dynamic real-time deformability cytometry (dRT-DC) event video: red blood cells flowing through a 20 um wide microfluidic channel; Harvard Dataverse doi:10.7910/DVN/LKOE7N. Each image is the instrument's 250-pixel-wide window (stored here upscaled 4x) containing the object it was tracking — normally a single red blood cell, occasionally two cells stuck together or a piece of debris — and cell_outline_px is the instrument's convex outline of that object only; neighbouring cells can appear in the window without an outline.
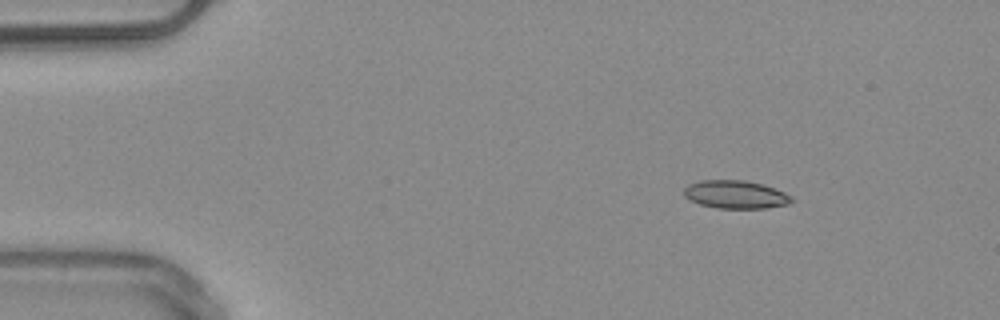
{"species": "common noctule bat (a hibernating species)", "species_latin": "Nyctalus noctula", "temperature_condition": "warm", "stored_images_in_passage": 51, "camera_frame_rate_fps": 3000, "um_per_image_px": 0.085, "animal": {"sex": "male", "body_mass_g": 20.4}, "frame": {"image": 1, "passage_image": 7, "time_ms": 2.0, "image_size_px": [1000, 320], "cell_outline_px": [[796, 200], [788, 204], [768, 208], [716, 208], [700, 204], [684, 196], [684, 188], [688, 184], [700, 180], [744, 180], [760, 184], [784, 192], [792, 196]], "centroid_in_image_um": [62.53, 16.54], "position_along_channel_um": 22.5, "area_um2": 17.57}}
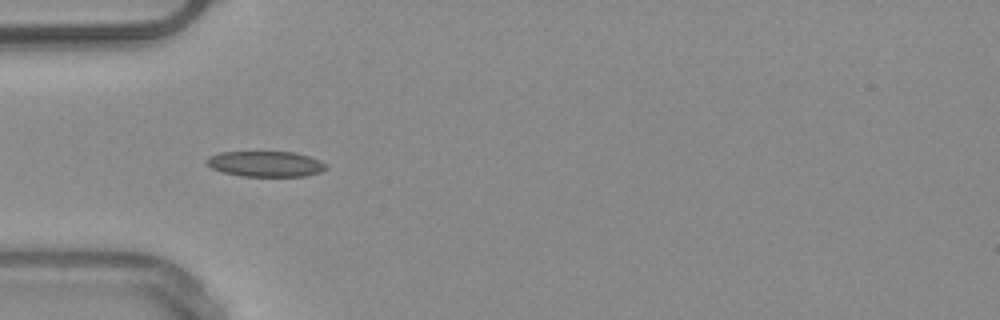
{"frame": {"image": 2, "passage_image": 16, "time_ms": 5.0, "image_size_px": [1000, 320], "cell_outline_px": [[328, 168], [320, 172], [304, 176], [240, 176], [224, 172], [212, 168], [204, 164], [204, 160], [208, 156], [220, 152], [292, 152], [308, 156], [320, 160], [328, 164]], "centroid_in_image_um": [22.55, 13.93], "position_along_channel_um": 62.4, "area_um2": 17.92}}
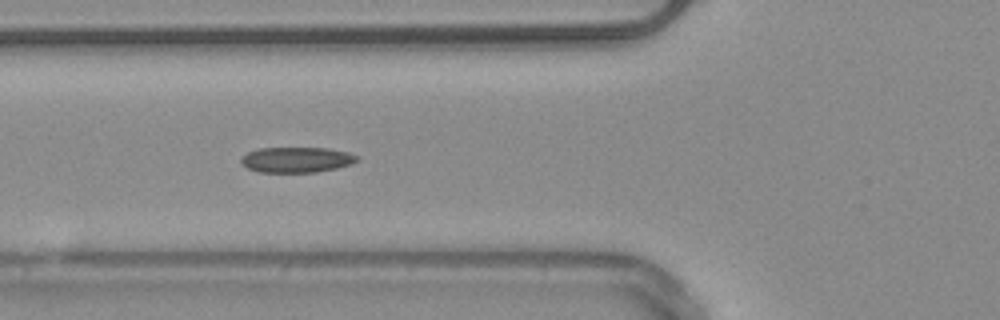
{"frame": {"image": 3, "passage_image": 19, "time_ms": 6.0, "image_size_px": [1000, 320], "cell_outline_px": [[360, 160], [352, 164], [336, 168], [316, 172], [260, 172], [248, 168], [240, 164], [240, 160], [248, 152], [260, 148], [328, 148], [348, 152], [360, 156]], "centroid_in_image_um": [25.25, 13.57], "position_along_channel_um": 100.5, "area_um2": 17.28}, "authors_computed_cell_mechanics": {"area_um2": 17.2822, "velocity_mm_per_s": 3.9836, "shape_relaxation_time_tau1_ms": null, "shape_relaxation_time_tau2_ms": 4.1196, "deformation_change_tau1": null, "deformation_change_tau2": 0.1051}}